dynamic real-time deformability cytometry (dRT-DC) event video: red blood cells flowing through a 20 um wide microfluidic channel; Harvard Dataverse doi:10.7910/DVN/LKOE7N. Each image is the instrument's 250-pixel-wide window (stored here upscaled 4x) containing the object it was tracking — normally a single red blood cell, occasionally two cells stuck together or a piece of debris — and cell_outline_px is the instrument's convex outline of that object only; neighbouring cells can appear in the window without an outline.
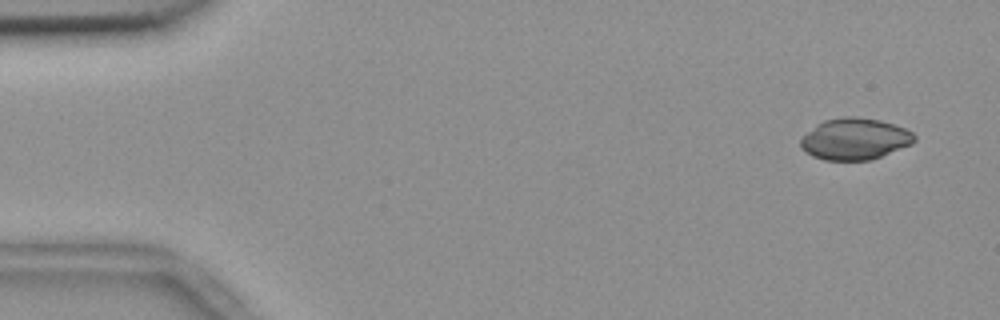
{"species": "common noctule bat (a hibernating species)", "species_latin": "Nyctalus noctula", "temperature_condition": "room temperature", "stored_images_in_passage": 55, "camera_frame_rate_fps": 3000, "um_per_image_px": 0.085, "animal": {"sex": "female", "body_mass_g": 18.4}, "frame": {"image": 1, "passage_image": 4, "time_ms": 1.0, "image_size_px": [1000, 320], "cell_outline_px": [[916, 140], [912, 144], [872, 160], [824, 160], [812, 156], [800, 148], [800, 140], [816, 124], [824, 120], [844, 116], [852, 116], [880, 120], [904, 128], [912, 132], [916, 136]], "centroid_in_image_um": [72.66, 11.82], "position_along_channel_um": 12.3, "area_um2": 27.57}}
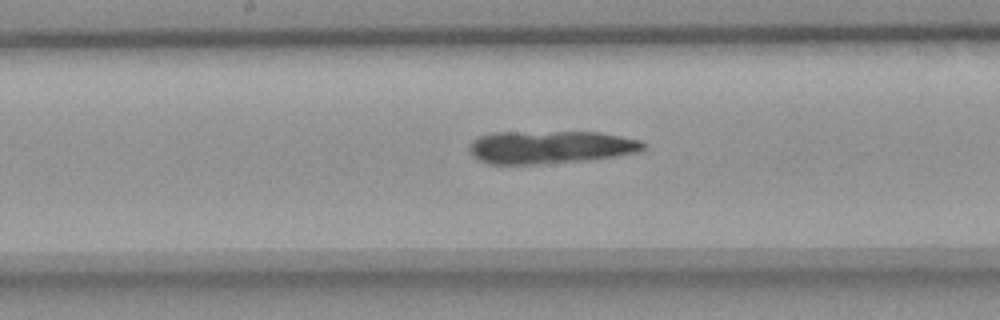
{"frame": {"image": 2, "passage_image": 29, "time_ms": 9.333, "image_size_px": [1000, 320], "cell_outline_px": [[644, 148], [636, 152], [616, 156], [588, 160], [536, 164], [488, 164], [480, 160], [468, 148], [472, 140], [480, 136], [492, 132], [600, 132], [640, 140], [644, 144]], "centroid_in_image_um": [46.76, 12.5], "position_along_channel_um": 201.4, "area_um2": 33.18}}
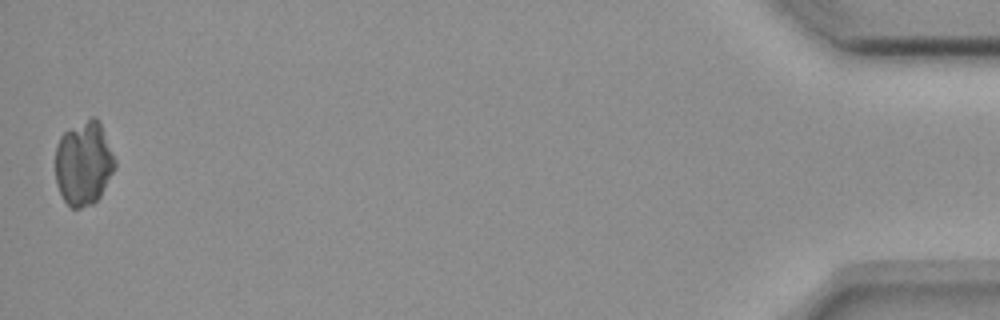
{"frame": {"image": 3, "passage_image": 55, "time_ms": 18.0, "image_size_px": [1000, 320], "cell_outline_px": [[116, 168], [100, 196], [92, 204], [80, 208], [72, 208], [64, 200], [56, 184], [56, 144], [60, 136], [68, 128], [92, 116], [96, 116], [100, 120], [116, 160]], "centroid_in_image_um": [7.13, 13.84], "position_along_channel_um": 428.1, "area_um2": 29.59}}